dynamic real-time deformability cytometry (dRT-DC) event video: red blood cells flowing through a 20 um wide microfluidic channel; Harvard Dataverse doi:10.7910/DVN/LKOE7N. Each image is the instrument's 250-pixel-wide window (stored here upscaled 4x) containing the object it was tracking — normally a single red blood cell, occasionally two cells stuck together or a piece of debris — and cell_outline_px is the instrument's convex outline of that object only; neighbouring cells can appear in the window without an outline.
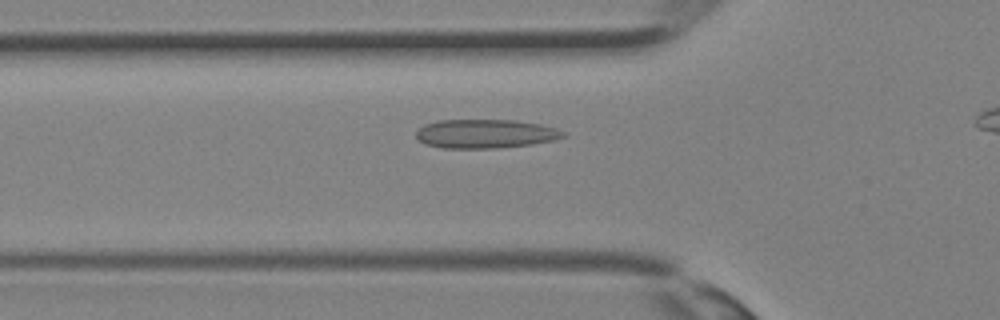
{"species": "Egyptian fruit bat (a non-hibernating species)", "species_latin": "Rousettus aegyptiacus", "temperature_condition": "room temperature", "stored_images_in_passage": 25, "camera_frame_rate_fps": 3000, "um_per_image_px": 0.085, "animal": {"sex": "female"}, "frame": {"image": 1, "passage_image": 8, "time_ms": 2.333, "image_size_px": [1000, 320], "cell_outline_px": [[564, 136], [552, 140], [532, 144], [496, 148], [444, 148], [424, 144], [416, 136], [416, 132], [424, 124], [440, 120], [512, 120], [540, 124], [556, 128], [564, 132]], "centroid_in_image_um": [41.23, 11.37], "position_along_channel_um": 84.6, "area_um2": 24.57}}
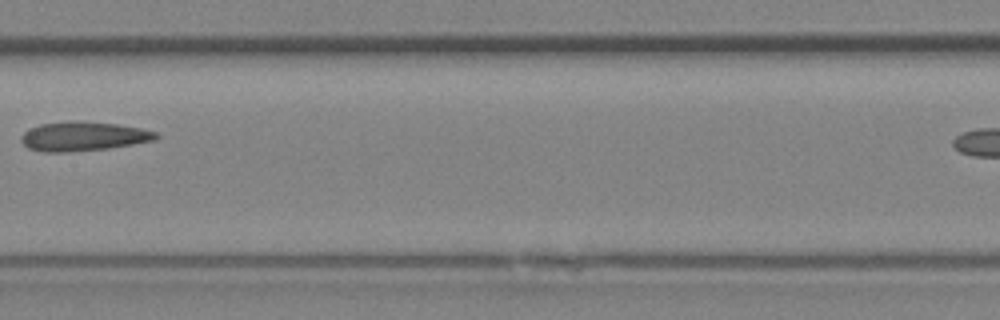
{"frame": {"image": 2, "passage_image": 14, "time_ms": 4.333, "image_size_px": [1000, 320], "cell_outline_px": [[160, 136], [156, 140], [108, 148], [64, 152], [44, 152], [28, 148], [20, 140], [20, 136], [24, 132], [40, 124], [68, 120], [120, 124], [140, 128], [156, 132]], "centroid_in_image_um": [7.08, 11.58], "position_along_channel_um": 200.3, "area_um2": 22.95}}
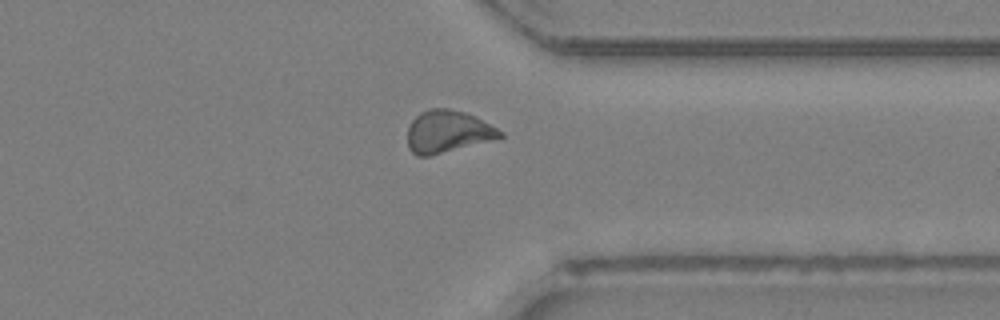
{"frame": {"image": 3, "passage_image": 23, "time_ms": 7.333, "image_size_px": [1000, 320], "cell_outline_px": [[504, 136], [500, 140], [428, 156], [416, 156], [408, 148], [408, 124], [420, 112], [428, 108], [448, 108], [468, 112], [504, 132]], "centroid_in_image_um": [38.1, 11.19], "position_along_channel_um": 373.3, "area_um2": 23.47}}